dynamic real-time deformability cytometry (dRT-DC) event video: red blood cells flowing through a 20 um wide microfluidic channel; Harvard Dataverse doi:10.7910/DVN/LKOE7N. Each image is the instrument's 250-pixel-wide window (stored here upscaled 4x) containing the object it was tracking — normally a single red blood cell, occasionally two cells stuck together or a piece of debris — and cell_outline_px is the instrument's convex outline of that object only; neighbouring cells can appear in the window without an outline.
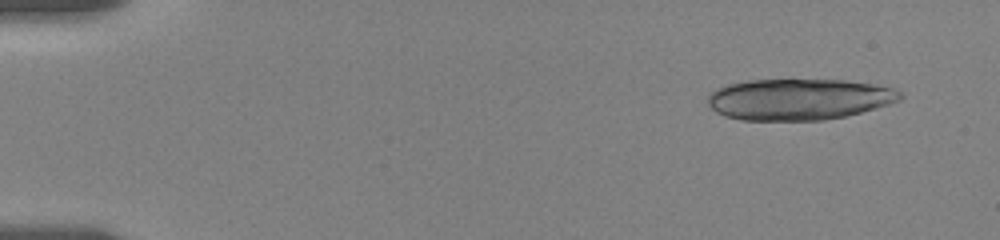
{"species": "human", "species_latin": "Homo sapiens", "temperature_condition": "room temperature", "stored_images_in_passage": 25, "camera_frame_rate_fps": 3000, "um_per_image_px": 0.085, "donor": {"sex": "female"}, "frame": {"image": 1, "passage_image": 3, "time_ms": 1.0, "image_size_px": [1000, 240], "cell_outline_px": [[904, 96], [900, 100], [888, 104], [860, 112], [844, 116], [824, 120], [740, 120], [724, 116], [716, 112], [708, 104], [708, 96], [716, 88], [728, 84], [748, 80], [792, 76], [844, 80], [872, 84], [892, 88], [900, 92]], "centroid_in_image_um": [67.86, 8.39], "position_along_channel_um": 17.1, "area_um2": 47.4}}
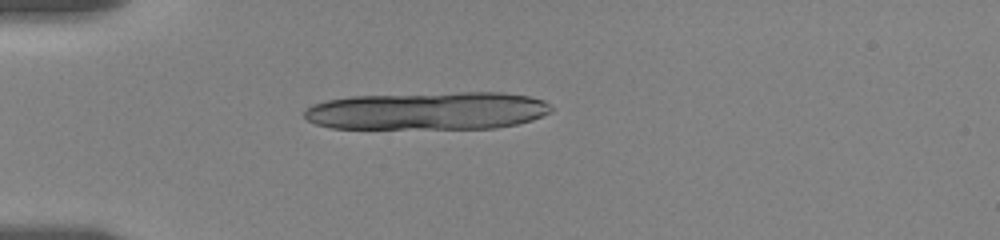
{"frame": {"image": 2, "passage_image": 19, "time_ms": 4.667, "image_size_px": [1000, 240], "cell_outline_px": [[556, 108], [552, 112], [532, 120], [516, 124], [496, 128], [332, 128], [316, 124], [308, 120], [304, 116], [304, 112], [312, 104], [328, 100], [352, 96], [460, 92], [500, 92], [528, 96], [544, 100]], "centroid_in_image_um": [36.42, 9.42], "position_along_channel_um": 48.6, "area_um2": 54.62}}
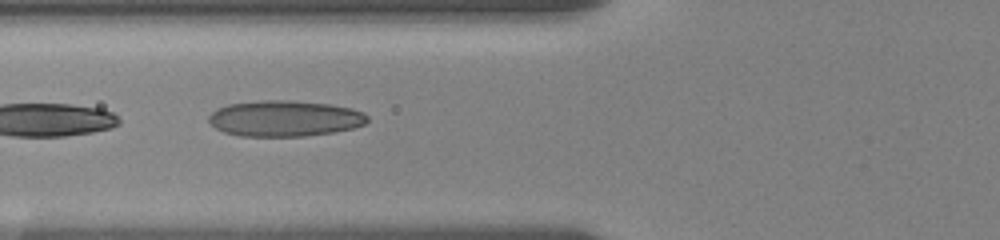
{"frame": {"image": 3, "passage_image": 23, "time_ms": 7.0, "image_size_px": [1000, 240], "cell_outline_px": [[368, 120], [364, 124], [352, 128], [332, 132], [304, 136], [240, 136], [224, 132], [216, 128], [208, 120], [208, 116], [216, 108], [228, 104], [264, 100], [288, 100], [328, 104], [352, 108], [364, 112], [368, 116]], "centroid_in_image_um": [24.19, 10.06], "position_along_channel_um": 101.6, "area_um2": 33.18}}